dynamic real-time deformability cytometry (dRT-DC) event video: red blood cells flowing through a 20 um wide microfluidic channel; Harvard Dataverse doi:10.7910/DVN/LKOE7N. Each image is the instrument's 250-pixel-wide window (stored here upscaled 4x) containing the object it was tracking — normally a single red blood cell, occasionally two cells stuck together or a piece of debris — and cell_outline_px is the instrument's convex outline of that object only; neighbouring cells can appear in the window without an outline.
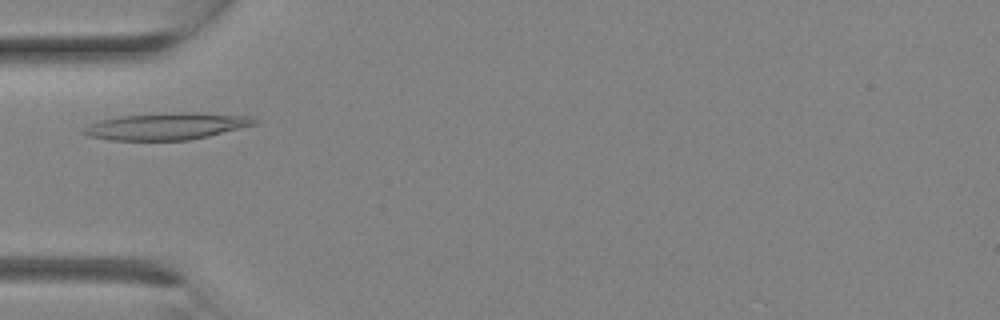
{"species": "Egyptian fruit bat (a non-hibernating species)", "species_latin": "Rousettus aegyptiacus", "temperature_condition": "room temperature", "stored_images_in_passage": 6, "camera_frame_rate_fps": 3000, "um_per_image_px": 0.085, "animal": {"sex": "female"}, "frame": {"image": 1, "passage_image": 5, "time_ms": 1.333, "image_size_px": [1000, 320], "cell_outline_px": [[260, 120], [256, 124], [208, 136], [188, 140], [112, 140], [88, 136], [80, 132], [88, 124], [100, 120], [120, 116], [168, 112], [204, 112], [252, 116]], "centroid_in_image_um": [14.19, 10.71], "position_along_channel_um": 70.8, "area_um2": 27.05}}